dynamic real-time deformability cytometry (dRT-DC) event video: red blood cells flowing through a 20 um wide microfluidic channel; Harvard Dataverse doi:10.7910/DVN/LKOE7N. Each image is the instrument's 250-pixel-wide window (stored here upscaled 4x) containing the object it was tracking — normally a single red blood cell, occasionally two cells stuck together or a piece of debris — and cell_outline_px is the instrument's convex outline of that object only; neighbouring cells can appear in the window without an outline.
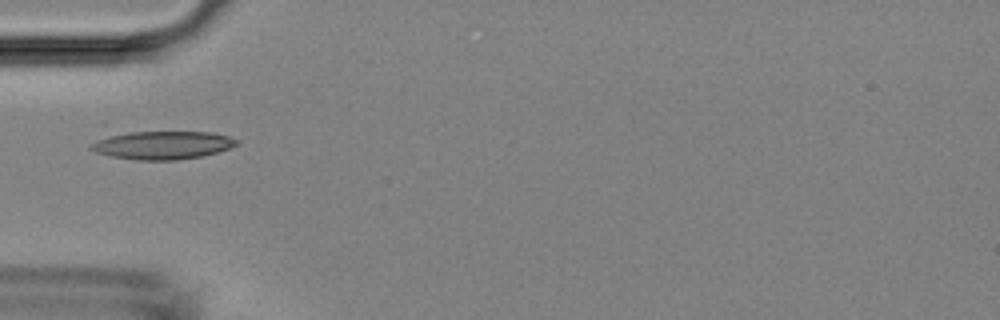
{"species": "Egyptian fruit bat (a non-hibernating species)", "species_latin": "Rousettus aegyptiacus", "temperature_condition": "room temperature", "stored_images_in_passage": 6, "camera_frame_rate_fps": 3000, "um_per_image_px": 0.085, "animal": {"sex": "female"}, "frame": {"image": 1, "passage_image": 5, "time_ms": 4.667, "image_size_px": [1000, 320], "cell_outline_px": [[240, 144], [232, 148], [200, 156], [176, 160], [136, 160], [112, 156], [96, 152], [88, 148], [88, 144], [104, 124], [212, 132], [228, 136], [240, 140]], "centroid_in_image_um": [13.41, 12.15], "position_along_channel_um": 71.6, "area_um2": 28.26}}